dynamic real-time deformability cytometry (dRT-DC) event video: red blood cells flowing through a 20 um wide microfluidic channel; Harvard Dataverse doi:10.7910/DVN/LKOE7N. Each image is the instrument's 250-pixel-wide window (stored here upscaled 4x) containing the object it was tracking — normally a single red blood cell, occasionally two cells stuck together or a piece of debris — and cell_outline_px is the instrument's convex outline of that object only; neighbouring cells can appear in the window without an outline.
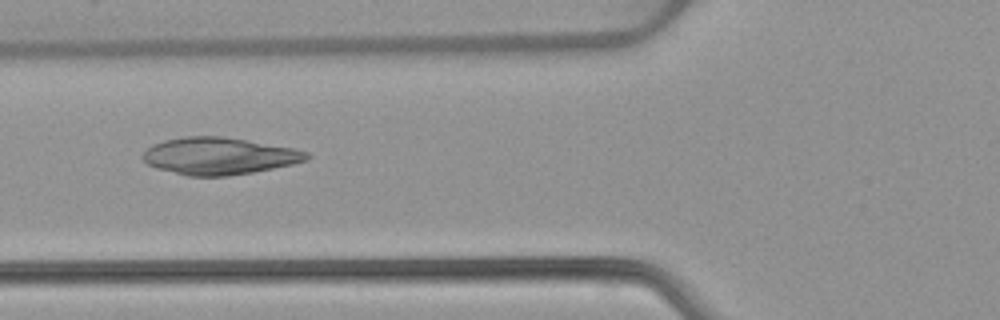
{"species": "common noctule bat (a hibernating species)", "species_latin": "Nyctalus noctula", "temperature_condition": "warm", "stored_images_in_passage": 22, "camera_frame_rate_fps": 3000, "um_per_image_px": 0.085, "animal": {"sex": "female", "body_mass_g": 22.7, "forearm_length_mm": 54.2}, "frame": {"image": 1, "passage_image": 14, "time_ms": 4.333, "image_size_px": [1000, 320], "cell_outline_px": [[312, 156], [308, 160], [292, 164], [252, 172], [228, 176], [188, 176], [156, 168], [148, 164], [140, 156], [152, 144], [164, 140], [184, 136], [220, 136], [248, 140], [296, 148], [308, 152]], "centroid_in_image_um": [18.63, 13.25], "position_along_channel_um": 107.2, "area_um2": 35.55}}